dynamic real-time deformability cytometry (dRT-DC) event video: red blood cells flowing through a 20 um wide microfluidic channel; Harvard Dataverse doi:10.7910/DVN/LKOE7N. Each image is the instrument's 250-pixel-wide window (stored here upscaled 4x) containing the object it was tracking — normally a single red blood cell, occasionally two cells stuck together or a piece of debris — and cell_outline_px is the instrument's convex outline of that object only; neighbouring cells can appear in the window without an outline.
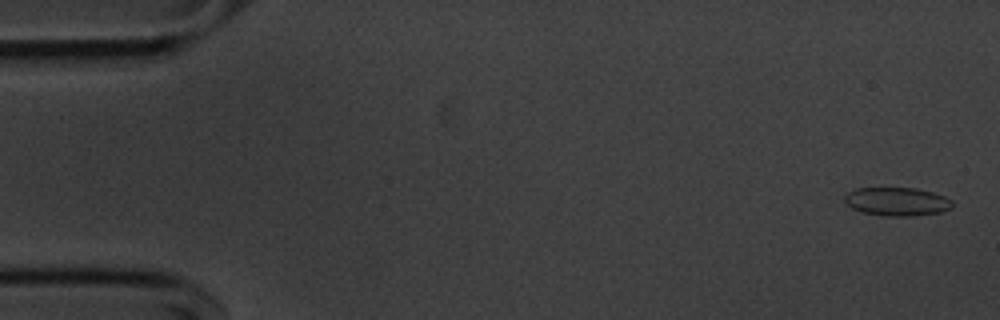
{"species": "common noctule bat (a hibernating species)", "species_latin": "Nyctalus noctula", "temperature_condition": "cold", "stored_images_in_passage": 10, "camera_frame_rate_fps": 3000, "um_per_image_px": 0.085, "animal": {"sex": "male", "body_mass_g": 20.1, "forearm_length_mm": 53.5}, "frame": {"image": 1, "passage_image": 2, "time_ms": 0.333, "image_size_px": [1000, 320], "cell_outline_px": [[952, 208], [940, 212], [912, 216], [888, 216], [860, 212], [852, 208], [844, 200], [844, 196], [848, 192], [856, 188], [916, 188], [932, 192], [944, 196], [952, 200]], "centroid_in_image_um": [76.24, 17.13], "position_along_channel_um": 8.8, "area_um2": 17.86}}